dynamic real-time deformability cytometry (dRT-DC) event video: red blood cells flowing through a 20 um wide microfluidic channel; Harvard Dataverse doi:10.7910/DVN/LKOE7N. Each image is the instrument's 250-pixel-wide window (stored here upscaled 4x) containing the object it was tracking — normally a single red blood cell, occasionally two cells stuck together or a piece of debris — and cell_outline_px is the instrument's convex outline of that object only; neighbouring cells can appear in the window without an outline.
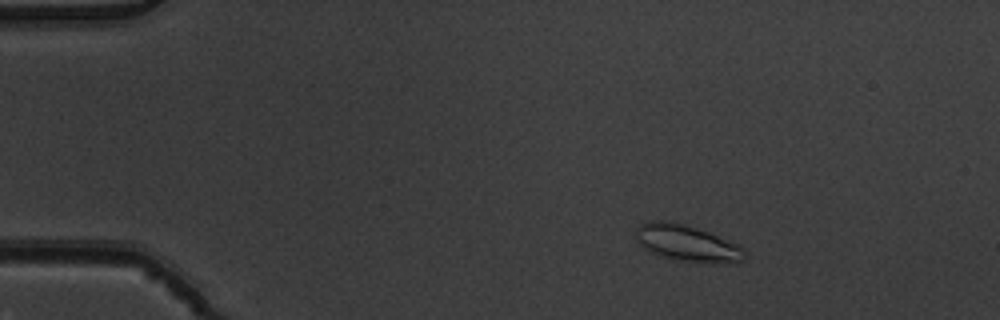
{"species": "common noctule bat (a hibernating species)", "species_latin": "Nyctalus noctula", "temperature_condition": "warm", "stored_images_in_passage": 6, "camera_frame_rate_fps": 3000, "um_per_image_px": 0.085, "animal": {"sex": "male", "body_mass_g": 19.5, "forearm_length_mm": 54.6}, "frame": {"image": 1, "passage_image": 3, "time_ms": 0.667, "image_size_px": [1000, 320], "cell_outline_px": [[744, 260], [684, 260], [664, 256], [652, 252], [644, 248], [636, 240], [636, 228], [640, 224], [652, 220], [668, 220], [696, 228], [708, 232], [736, 244], [744, 248]], "centroid_in_image_um": [58.28, 20.59], "position_along_channel_um": 26.7, "area_um2": 21.73}}